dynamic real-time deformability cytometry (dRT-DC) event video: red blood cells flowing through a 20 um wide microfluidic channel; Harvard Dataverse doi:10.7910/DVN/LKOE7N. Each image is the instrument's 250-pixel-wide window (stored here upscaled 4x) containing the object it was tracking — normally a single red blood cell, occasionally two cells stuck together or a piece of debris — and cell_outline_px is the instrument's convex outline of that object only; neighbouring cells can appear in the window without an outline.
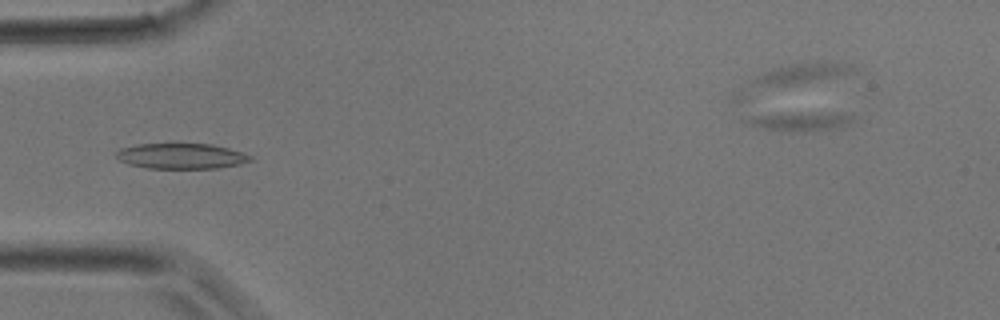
{"species": "common noctule bat (a hibernating species)", "species_latin": "Nyctalus noctula", "temperature_condition": "room temperature", "stored_images_in_passage": 25, "camera_frame_rate_fps": 3000, "um_per_image_px": 0.085, "animal": {"sex": "male", "body_mass_g": 17.9}, "frame": {"image": 1, "passage_image": 2, "time_ms": 0.333, "image_size_px": [1000, 320], "cell_outline_px": [[252, 160], [240, 164], [216, 168], [148, 168], [128, 164], [120, 160], [116, 156], [116, 152], [120, 148], [136, 144], [212, 144], [228, 148], [252, 156]], "centroid_in_image_um": [15.39, 13.26], "position_along_channel_um": 69.6, "area_um2": 19.77}}
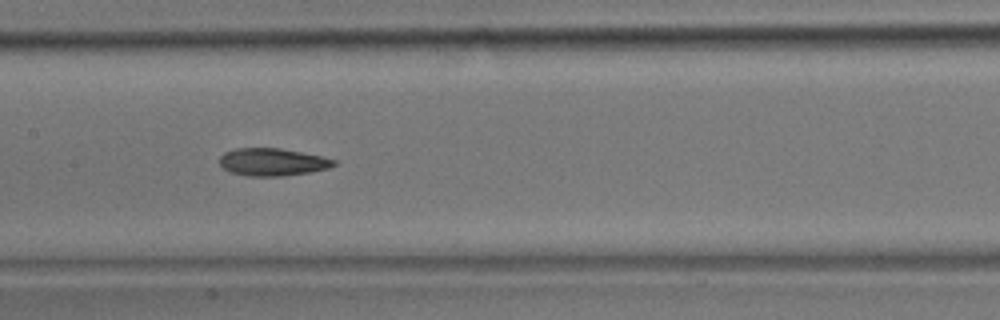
{"frame": {"image": 2, "passage_image": 9, "time_ms": 2.667, "image_size_px": [1000, 320], "cell_outline_px": [[336, 164], [328, 168], [308, 172], [284, 176], [248, 176], [232, 172], [224, 168], [220, 164], [220, 156], [224, 152], [236, 148], [280, 148], [320, 156], [336, 160]], "centroid_in_image_um": [23.14, 13.77], "position_along_channel_um": 184.3, "area_um2": 18.15}}
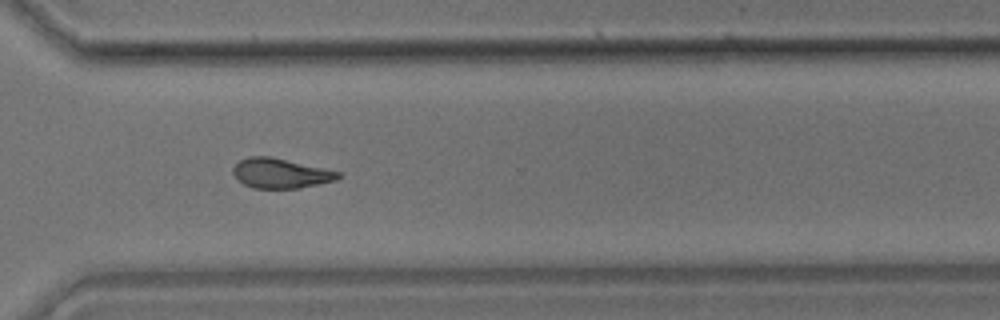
{"frame": {"image": 3, "passage_image": 19, "time_ms": 6.0, "image_size_px": [1000, 320], "cell_outline_px": [[340, 176], [336, 180], [320, 184], [300, 188], [252, 188], [236, 180], [232, 172], [232, 168], [240, 160], [248, 156], [272, 156], [340, 172]], "centroid_in_image_um": [23.81, 14.73], "position_along_channel_um": 346.8, "area_um2": 18.38}}